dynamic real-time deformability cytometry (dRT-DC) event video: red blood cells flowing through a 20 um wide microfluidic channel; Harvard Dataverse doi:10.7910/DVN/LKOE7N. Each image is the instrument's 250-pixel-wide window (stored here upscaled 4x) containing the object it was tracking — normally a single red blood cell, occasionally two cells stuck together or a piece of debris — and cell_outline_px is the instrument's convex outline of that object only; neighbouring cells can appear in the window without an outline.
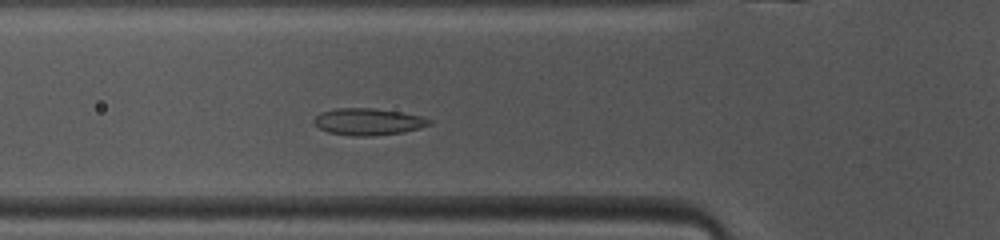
{"species": "common noctule bat (a hibernating species)", "species_latin": "Nyctalus noctula", "temperature_condition": "warm", "stored_images_in_passage": 38, "camera_frame_rate_fps": 3000, "um_per_image_px": 0.085, "animal": {"sex": "female", "body_mass_g": 10.0, "forearm_length_mm": 53.1}, "frame": {"image": 1, "passage_image": 6, "time_ms": 1.667, "image_size_px": [1000, 240], "cell_outline_px": [[432, 124], [420, 128], [404, 132], [372, 136], [352, 136], [328, 132], [320, 128], [312, 120], [320, 112], [336, 108], [376, 108], [400, 112], [420, 116], [432, 120]], "centroid_in_image_um": [31.3, 10.34], "position_along_channel_um": 94.5, "area_um2": 18.09}}
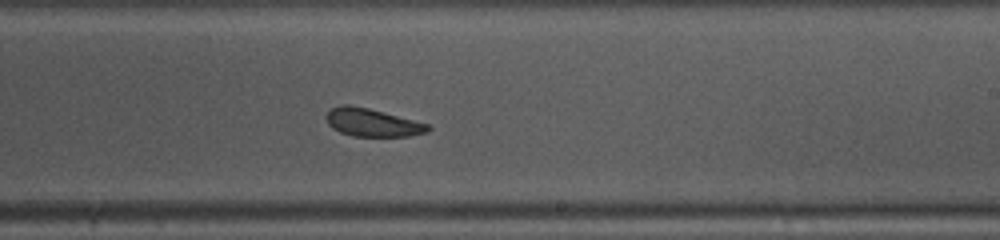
{"frame": {"image": 2, "passage_image": 18, "time_ms": 5.667, "image_size_px": [1000, 240], "cell_outline_px": [[432, 128], [428, 132], [408, 136], [352, 136], [340, 132], [332, 128], [328, 124], [324, 116], [332, 108], [340, 104], [348, 104], [368, 108], [428, 124]], "centroid_in_image_um": [31.61, 10.41], "position_along_channel_um": 257.4, "area_um2": 16.53}}
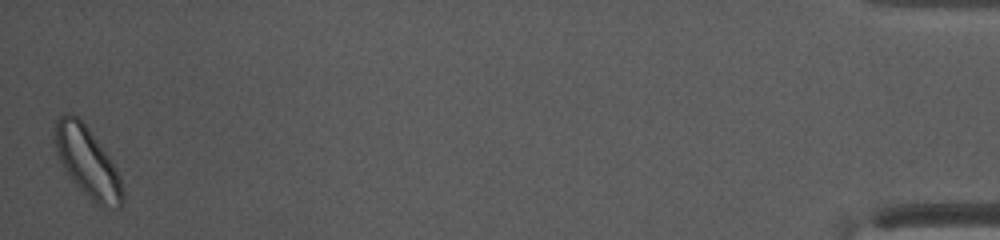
{"frame": {"image": 3, "passage_image": 38, "time_ms": 12.333, "image_size_px": [1000, 240], "cell_outline_px": [[124, 204], [120, 208], [100, 208], [76, 184], [64, 168], [56, 152], [56, 120], [64, 112], [72, 112], [88, 128], [108, 156], [116, 168], [120, 176], [124, 192]], "centroid_in_image_um": [7.48, 13.82], "position_along_channel_um": 427.7, "area_um2": 27.28}, "authors_computed_cell_mechanics": {"area_um2": 17.9758, "velocity_mm_per_s": 4.0706, "shape_relaxation_time_tau1_ms": 5.7548, "shape_relaxation_time_tau2_ms": 6.9479, "deformation_change_tau1": 0.0688, "deformation_change_tau2": 0.147}}